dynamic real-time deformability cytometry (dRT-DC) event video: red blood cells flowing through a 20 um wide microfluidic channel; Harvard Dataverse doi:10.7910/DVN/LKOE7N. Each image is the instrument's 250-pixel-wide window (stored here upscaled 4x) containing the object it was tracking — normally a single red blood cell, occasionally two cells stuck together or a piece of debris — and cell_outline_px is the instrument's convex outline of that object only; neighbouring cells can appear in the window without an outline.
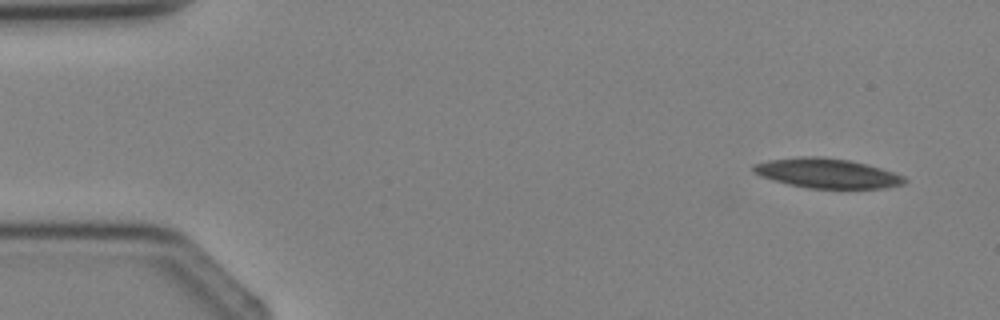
{"species": "Egyptian fruit bat (a non-hibernating species)", "species_latin": "Rousettus aegyptiacus", "temperature_condition": "cold", "stored_images_in_passage": 3, "camera_frame_rate_fps": 3000, "um_per_image_px": 0.085, "animal": {"sex": "female"}, "frame": {"image": 1, "passage_image": 1, "time_ms": 0.0, "image_size_px": [1000, 320], "cell_outline_px": [[908, 180], [904, 184], [884, 188], [808, 188], [788, 184], [772, 180], [760, 176], [752, 172], [752, 164], [768, 160], [804, 156], [820, 156], [848, 160], [880, 168], [904, 176]], "centroid_in_image_um": [70.25, 14.73], "position_along_channel_um": 14.7, "area_um2": 26.07}}